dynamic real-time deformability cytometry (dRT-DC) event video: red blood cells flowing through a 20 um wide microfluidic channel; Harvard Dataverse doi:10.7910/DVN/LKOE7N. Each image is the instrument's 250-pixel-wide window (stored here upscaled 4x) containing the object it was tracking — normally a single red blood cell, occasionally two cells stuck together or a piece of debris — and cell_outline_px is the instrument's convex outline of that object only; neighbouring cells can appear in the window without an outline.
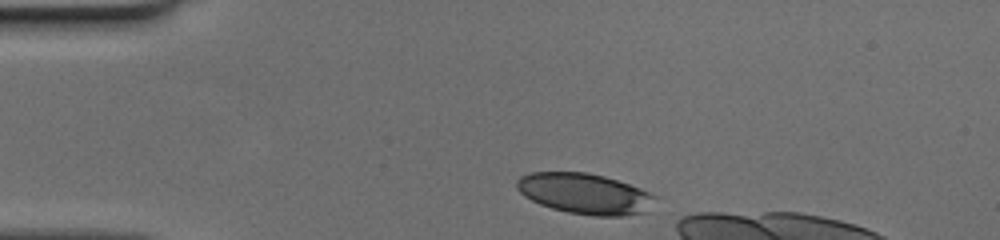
{"species": "human", "species_latin": "Homo sapiens", "temperature_condition": "cold", "stored_images_in_passage": 10, "camera_frame_rate_fps": 3000, "um_per_image_px": 0.085, "donor": {"sex": "female"}, "frame": {"image": 1, "passage_image": 1, "time_ms": 0.0, "image_size_px": [1000, 240], "cell_outline_px": [[656, 196], [644, 212], [624, 216], [596, 216], [568, 212], [552, 208], [540, 204], [524, 196], [516, 188], [516, 180], [520, 176], [528, 172], [588, 172], [604, 176], [640, 188]], "centroid_in_image_um": [49.64, 16.45], "position_along_channel_um": 35.4, "area_um2": 32.54}}
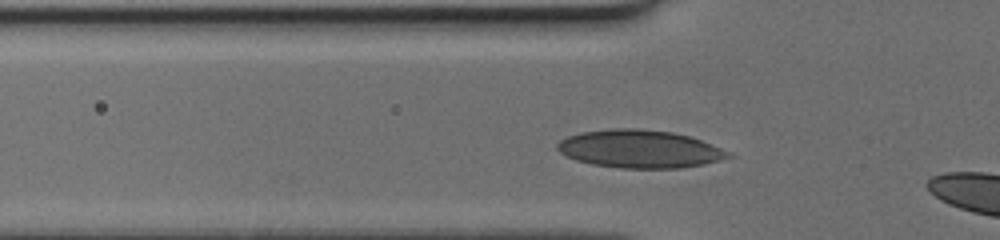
{"frame": {"image": 2, "passage_image": 7, "time_ms": 2.0, "image_size_px": [1000, 240], "cell_outline_px": [[736, 156], [704, 164], [680, 168], [620, 168], [592, 164], [576, 160], [560, 152], [556, 148], [556, 144], [560, 140], [568, 136], [580, 132], [612, 128], [636, 128], [672, 132], [688, 136], [700, 140], [732, 152]], "centroid_in_image_um": [54.38, 12.66], "position_along_channel_um": 71.4, "area_um2": 37.86}}